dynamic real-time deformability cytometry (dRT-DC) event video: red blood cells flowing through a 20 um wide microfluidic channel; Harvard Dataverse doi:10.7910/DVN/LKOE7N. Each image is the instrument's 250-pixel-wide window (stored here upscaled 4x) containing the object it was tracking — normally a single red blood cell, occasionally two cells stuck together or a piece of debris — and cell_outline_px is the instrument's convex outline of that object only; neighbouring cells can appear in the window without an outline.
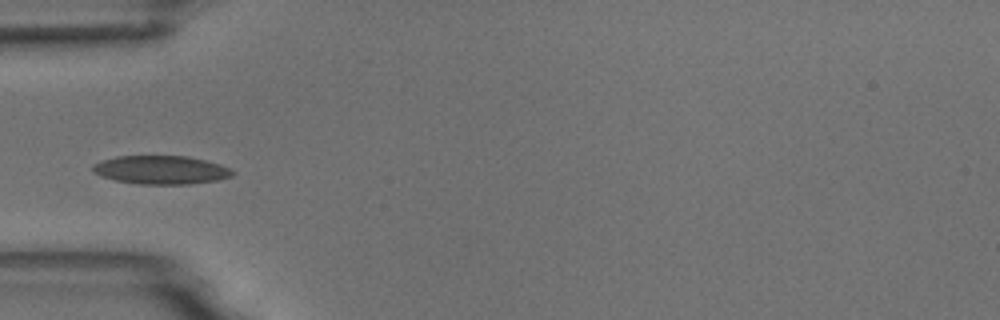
{"species": "common noctule bat (a hibernating species)", "species_latin": "Nyctalus noctula", "temperature_condition": "room temperature", "stored_images_in_passage": 5, "camera_frame_rate_fps": 3000, "um_per_image_px": 0.085, "animal": {"sex": "male", "body_mass_g": 18.8}, "frame": {"image": 1, "passage_image": 5, "time_ms": 4.667, "image_size_px": [1000, 320], "cell_outline_px": [[236, 172], [232, 176], [216, 180], [188, 184], [140, 184], [116, 180], [100, 176], [92, 172], [92, 164], [100, 160], [116, 156], [188, 156], [220, 164], [232, 168]], "centroid_in_image_um": [13.67, 14.43], "position_along_channel_um": 71.3, "area_um2": 23.35}}